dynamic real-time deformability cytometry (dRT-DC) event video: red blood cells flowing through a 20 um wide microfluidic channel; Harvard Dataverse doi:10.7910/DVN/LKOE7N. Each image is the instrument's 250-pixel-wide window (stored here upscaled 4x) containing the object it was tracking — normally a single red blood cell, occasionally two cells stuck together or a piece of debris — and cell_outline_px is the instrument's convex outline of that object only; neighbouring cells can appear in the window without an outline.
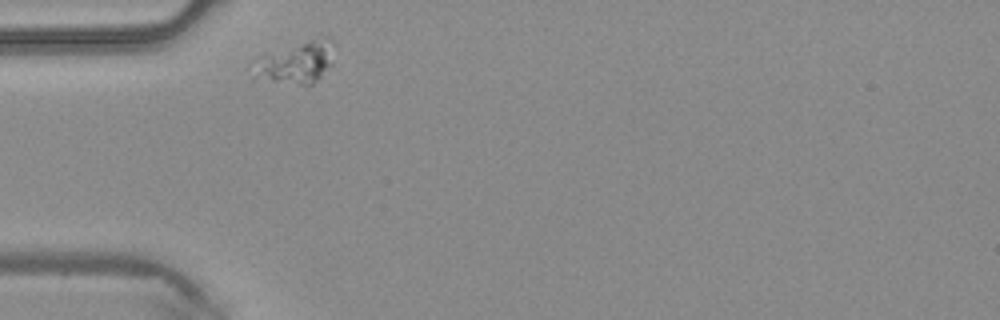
{"species": "common noctule bat (a hibernating species)", "species_latin": "Nyctalus noctula", "temperature_condition": "warm", "stored_images_in_passage": 2, "camera_frame_rate_fps": 3000, "um_per_image_px": 0.085, "animal": {"sex": "male", "body_mass_g": 20.4}, "frame": {"image": 1, "passage_image": 1, "time_ms": 0.0, "image_size_px": [1000, 320], "cell_outline_px": [[332, 64], [312, 84], [300, 84], [252, 80], [248, 64], [256, 56], [320, 36], [324, 36], [332, 40]], "centroid_in_image_um": [25.0, 5.32], "position_along_channel_um": 60.0, "area_um2": 20.52}}